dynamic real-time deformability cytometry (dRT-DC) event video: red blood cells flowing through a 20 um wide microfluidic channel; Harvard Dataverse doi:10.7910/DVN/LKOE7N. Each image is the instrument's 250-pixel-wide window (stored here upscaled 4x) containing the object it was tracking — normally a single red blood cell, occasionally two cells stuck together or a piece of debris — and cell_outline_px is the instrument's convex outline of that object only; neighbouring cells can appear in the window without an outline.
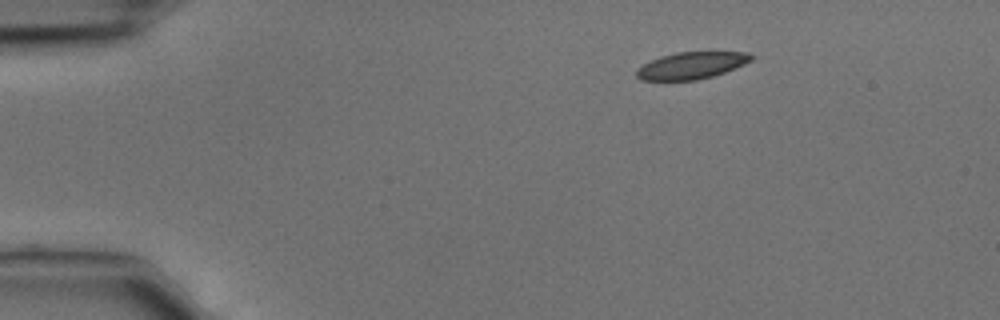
{"species": "common noctule bat (a hibernating species)", "species_latin": "Nyctalus noctula", "temperature_condition": "cold", "stored_images_in_passage": 5, "camera_frame_rate_fps": 3000, "um_per_image_px": 0.085, "animal": {"sex": "male", "body_mass_g": 15.6}, "frame": {"image": 1, "passage_image": 1, "time_ms": 0.0, "image_size_px": [1000, 320], "cell_outline_px": [[756, 56], [752, 60], [744, 64], [724, 72], [712, 76], [696, 80], [640, 80], [636, 76], [636, 68], [660, 56], [676, 52], [748, 52]], "centroid_in_image_um": [58.77, 5.56], "position_along_channel_um": 26.2, "area_um2": 17.98}}
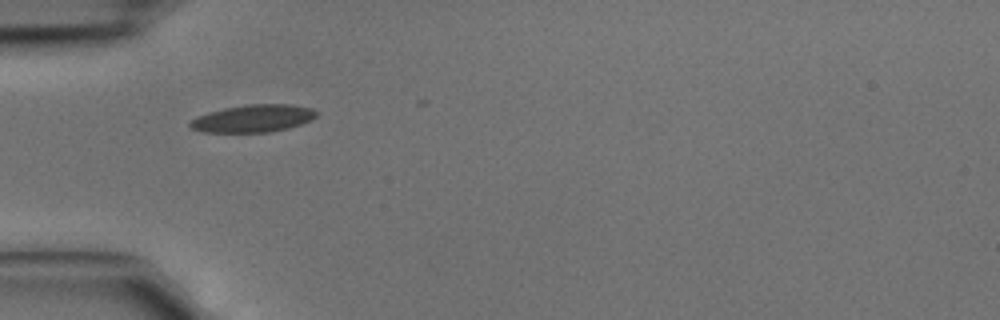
{"frame": {"image": 2, "passage_image": 3, "time_ms": 0.667, "image_size_px": [1000, 320], "cell_outline_px": [[316, 116], [300, 124], [288, 128], [268, 132], [204, 132], [192, 128], [188, 124], [196, 116], [208, 112], [224, 108], [248, 104], [292, 104], [312, 108], [316, 112]], "centroid_in_image_um": [21.49, 10.06], "position_along_channel_um": 63.5, "area_um2": 20.06}}